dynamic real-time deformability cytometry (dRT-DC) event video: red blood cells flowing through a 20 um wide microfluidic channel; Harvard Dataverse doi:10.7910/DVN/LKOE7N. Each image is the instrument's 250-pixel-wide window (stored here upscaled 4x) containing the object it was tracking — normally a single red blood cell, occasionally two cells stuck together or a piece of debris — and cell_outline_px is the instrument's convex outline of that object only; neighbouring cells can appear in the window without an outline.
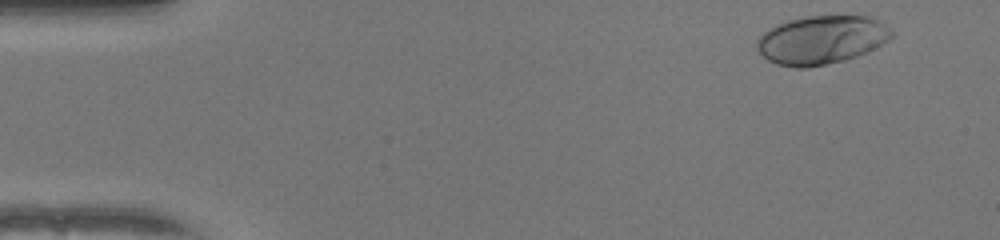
{"species": "human", "species_latin": "Homo sapiens", "temperature_condition": "warm", "stored_images_in_passage": 40, "camera_frame_rate_fps": 3000, "um_per_image_px": 0.085, "donor": {"sex": "female"}, "frame": {"image": 1, "passage_image": 1, "time_ms": 0.0, "image_size_px": [1000, 240], "cell_outline_px": [[892, 36], [888, 40], [856, 56], [844, 60], [808, 68], [796, 68], [776, 64], [768, 60], [756, 48], [756, 40], [768, 28], [776, 24], [788, 20], [808, 16], [868, 16], [880, 20], [892, 32]], "centroid_in_image_um": [69.77, 3.39], "position_along_channel_um": 15.2, "area_um2": 37.86}}
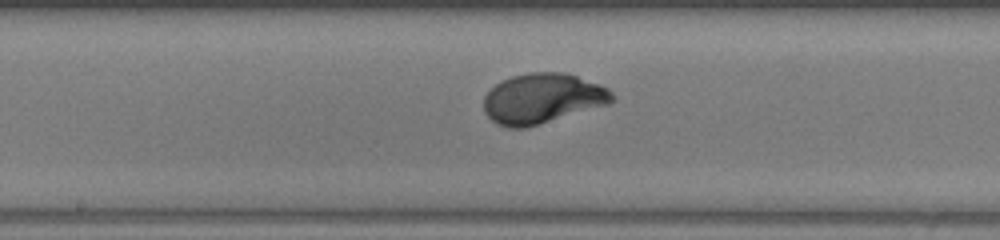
{"frame": {"image": 2, "passage_image": 24, "time_ms": 7.667, "image_size_px": [1000, 240], "cell_outline_px": [[616, 100], [608, 104], [540, 124], [524, 128], [508, 128], [496, 124], [484, 112], [484, 96], [496, 84], [512, 76], [532, 72], [564, 72], [600, 84], [608, 88], [616, 96]], "centroid_in_image_um": [46.12, 8.37], "position_along_channel_um": 202.1, "area_um2": 37.45}}
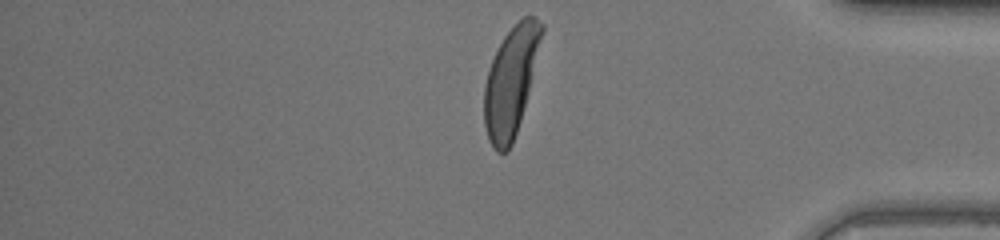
{"frame": {"image": 3, "passage_image": 40, "time_ms": 13.0, "image_size_px": [1000, 240], "cell_outline_px": [[544, 28], [524, 108], [512, 144], [508, 152], [496, 152], [492, 148], [488, 140], [484, 124], [484, 84], [492, 60], [504, 36], [524, 16], [532, 16], [544, 24]], "centroid_in_image_um": [43.4, 6.96], "position_along_channel_um": 391.8, "area_um2": 35.78}, "authors_computed_cell_mechanics": {"area_um2": 36.2406, "velocity_mm_per_s": 4.0122, "shape_relaxation_time_tau1_ms": 2.3892, "shape_relaxation_time_tau2_ms": null, "deformation_change_tau1": 0.184, "deformation_change_tau2": null}}